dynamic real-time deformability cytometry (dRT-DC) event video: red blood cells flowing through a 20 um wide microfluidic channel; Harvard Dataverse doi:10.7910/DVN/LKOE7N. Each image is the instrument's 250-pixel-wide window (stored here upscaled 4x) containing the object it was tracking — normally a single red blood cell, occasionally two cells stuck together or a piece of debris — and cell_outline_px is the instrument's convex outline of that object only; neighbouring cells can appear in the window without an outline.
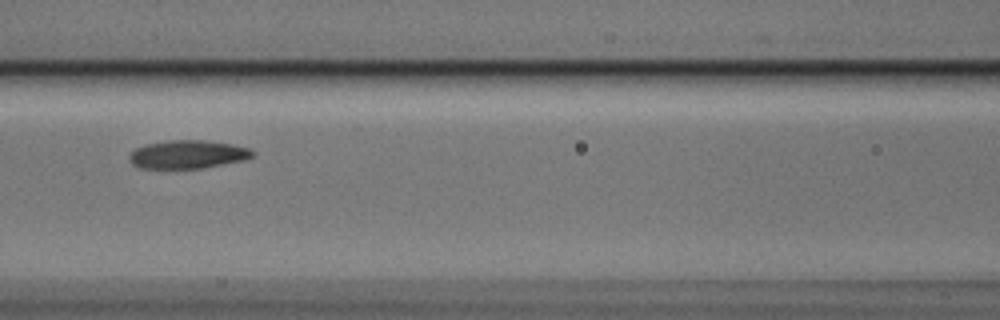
{"species": "Egyptian fruit bat (a non-hibernating species)", "species_latin": "Rousettus aegyptiacus", "temperature_condition": "cold", "stored_images_in_passage": 9, "camera_frame_rate_fps": 3000, "um_per_image_px": 0.085, "animal": {"sex": "male"}, "frame": {"image": 1, "passage_image": 6, "time_ms": 1.667, "image_size_px": [1000, 320], "cell_outline_px": [[256, 152], [252, 156], [244, 160], [204, 168], [140, 168], [132, 164], [128, 160], [128, 156], [136, 148], [144, 144], [168, 140], [204, 140], [232, 144], [252, 148]], "centroid_in_image_um": [15.97, 13.12], "position_along_channel_um": 150.6, "area_um2": 20.52}}
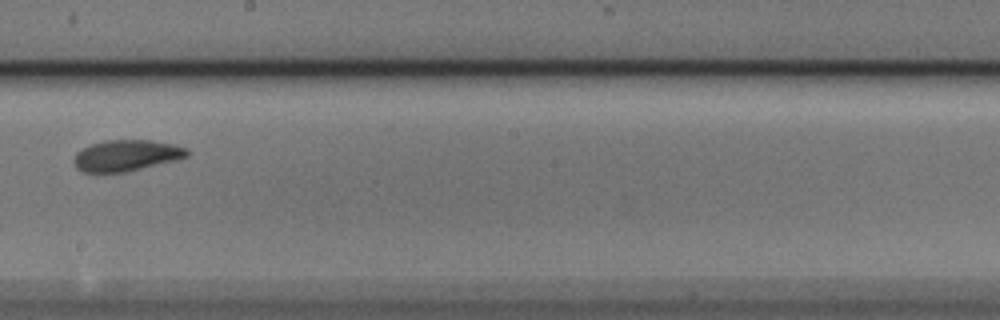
{"frame": {"image": 2, "passage_image": 8, "time_ms": 2.333, "image_size_px": [1000, 320], "cell_outline_px": [[192, 152], [188, 156], [180, 160], [128, 172], [84, 172], [76, 168], [72, 160], [76, 152], [92, 144], [108, 140], [148, 140], [172, 144], [188, 148]], "centroid_in_image_um": [10.8, 13.23], "position_along_channel_um": 237.4, "area_um2": 20.87}}
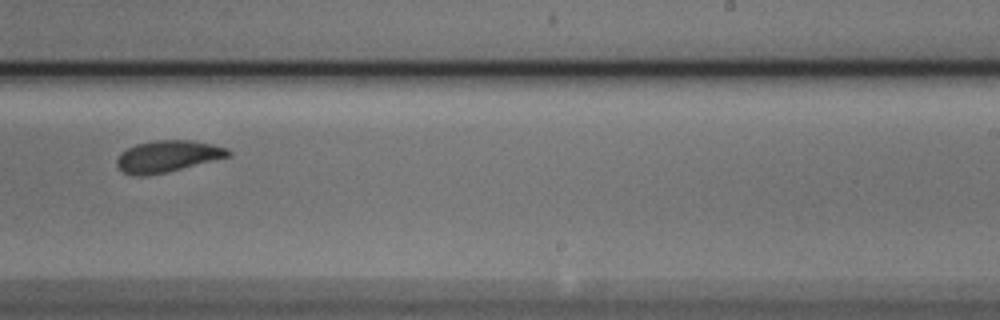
{"frame": {"image": 3, "passage_image": 9, "time_ms": 2.667, "image_size_px": [1000, 320], "cell_outline_px": [[232, 156], [148, 176], [136, 176], [124, 172], [116, 164], [116, 160], [120, 152], [136, 144], [156, 140], [192, 140], [212, 144], [228, 148], [232, 152]], "centroid_in_image_um": [14.26, 13.28], "position_along_channel_um": 274.7, "area_um2": 20.52}}